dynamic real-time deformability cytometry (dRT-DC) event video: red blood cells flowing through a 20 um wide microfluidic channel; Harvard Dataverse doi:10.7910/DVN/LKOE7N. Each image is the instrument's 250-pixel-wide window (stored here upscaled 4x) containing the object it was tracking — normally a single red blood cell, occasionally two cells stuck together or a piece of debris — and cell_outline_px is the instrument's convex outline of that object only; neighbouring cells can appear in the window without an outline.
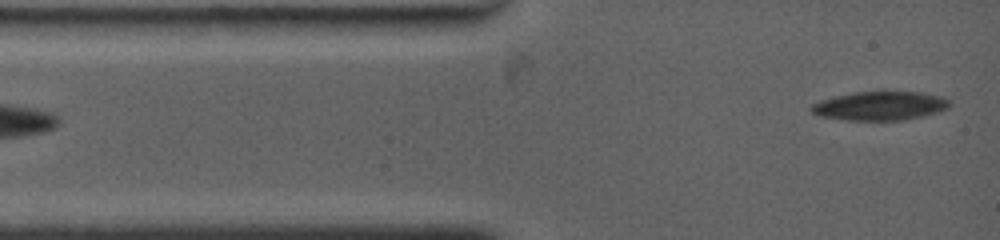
{"species": "common noctule bat (a hibernating species)", "species_latin": "Nyctalus noctula", "temperature_condition": "warm", "stored_images_in_passage": 5, "camera_frame_rate_fps": 4500, "um_per_image_px": 0.085, "animal": {"sex": "female", "body_mass_g": 19.0, "forearm_length_mm": 53.3}, "frame": {"image": 1, "passage_image": 1, "time_ms": 0.0, "image_size_px": [1000, 240], "cell_outline_px": [[952, 104], [948, 108], [936, 112], [920, 116], [900, 120], [848, 120], [820, 116], [812, 112], [808, 108], [812, 104], [820, 100], [836, 96], [856, 92], [920, 92], [944, 96]], "centroid_in_image_um": [74.8, 8.99], "position_along_channel_um": 10.2, "area_um2": 23.06}}
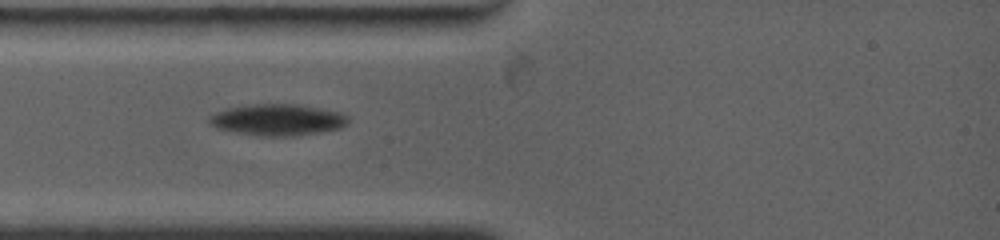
{"frame": {"image": 2, "passage_image": 4, "time_ms": 2.444, "image_size_px": [1000, 240], "cell_outline_px": [[348, 124], [340, 128], [320, 132], [296, 136], [260, 136], [216, 128], [208, 124], [208, 116], [224, 108], [248, 104], [300, 104], [340, 112], [348, 116]], "centroid_in_image_um": [23.57, 10.17], "position_along_channel_um": 61.4, "area_um2": 25.72}}
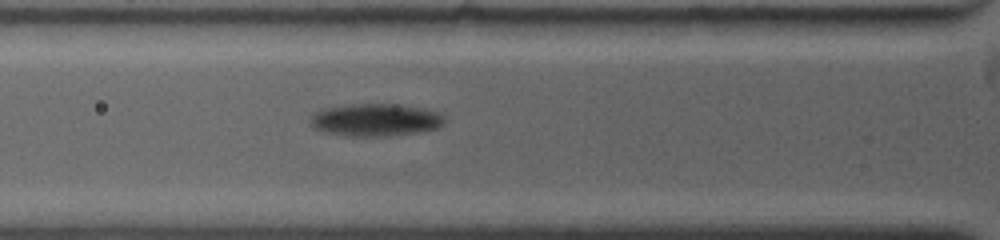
{"frame": {"image": 3, "passage_image": 5, "time_ms": 3.333, "image_size_px": [1000, 240], "cell_outline_px": [[444, 124], [436, 128], [416, 132], [388, 136], [344, 136], [324, 132], [316, 128], [312, 124], [312, 112], [320, 108], [352, 104], [388, 104], [424, 108], [440, 112], [444, 116]], "centroid_in_image_um": [31.9, 10.19], "position_along_channel_um": 93.9, "area_um2": 25.43}}